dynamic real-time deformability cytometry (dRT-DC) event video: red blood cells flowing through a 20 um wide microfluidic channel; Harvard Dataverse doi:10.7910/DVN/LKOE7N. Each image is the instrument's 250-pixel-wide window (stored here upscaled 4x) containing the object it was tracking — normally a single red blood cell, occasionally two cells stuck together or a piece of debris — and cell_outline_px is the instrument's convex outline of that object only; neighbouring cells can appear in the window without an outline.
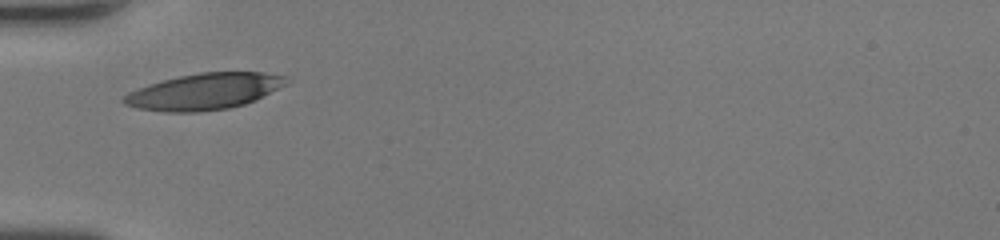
{"species": "human", "species_latin": "Homo sapiens", "temperature_condition": "room temperature", "stored_images_in_passage": 25, "camera_frame_rate_fps": 3000, "um_per_image_px": 0.085, "donor": {"sex": "female"}, "frame": {"image": 1, "passage_image": 1, "time_ms": 0.0, "image_size_px": [1000, 240], "cell_outline_px": [[288, 84], [256, 100], [244, 104], [228, 108], [200, 112], [164, 112], [136, 108], [124, 104], [120, 100], [120, 96], [128, 92], [148, 84], [180, 76], [200, 72], [264, 72], [288, 76]], "centroid_in_image_um": [17.36, 7.78], "position_along_channel_um": 67.6, "area_um2": 34.68}}
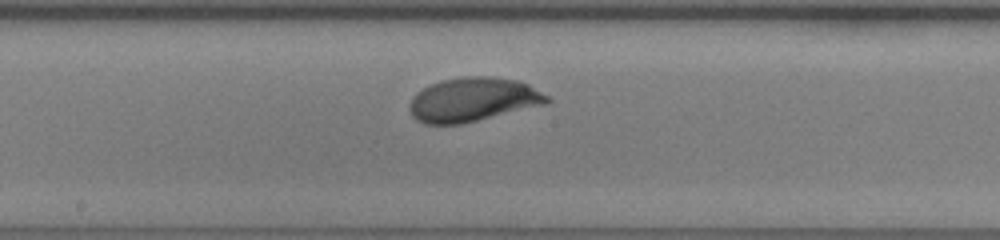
{"frame": {"image": 2, "passage_image": 11, "time_ms": 3.333, "image_size_px": [1000, 240], "cell_outline_px": [[552, 100], [548, 104], [460, 124], [424, 124], [416, 120], [412, 116], [408, 108], [408, 104], [412, 96], [416, 92], [432, 84], [444, 80], [464, 76], [492, 76], [516, 80], [528, 84], [548, 96]], "centroid_in_image_um": [40.2, 8.47], "position_along_channel_um": 208.0, "area_um2": 35.37}}
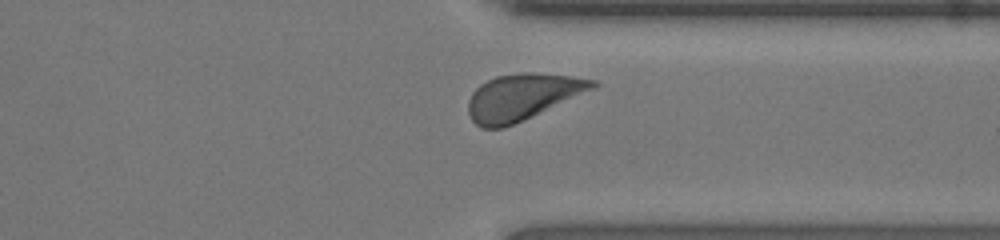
{"frame": {"image": 3, "passage_image": 22, "time_ms": 7.0, "image_size_px": [1000, 240], "cell_outline_px": [[600, 84], [596, 88], [532, 116], [504, 128], [480, 128], [472, 120], [468, 112], [468, 100], [472, 92], [480, 84], [496, 76], [524, 72], [532, 72], [572, 76], [596, 80]], "centroid_in_image_um": [44.4, 8.23], "position_along_channel_um": 367.0, "area_um2": 33.52}, "authors_computed_cell_mechanics": {"area_um2": 34.1598, "velocity_mm_per_s": 4.3051, "shape_relaxation_time_tau1_ms": 2.1552, "shape_relaxation_time_tau2_ms": null, "deformation_change_tau1": 0.127, "deformation_change_tau2": null}}